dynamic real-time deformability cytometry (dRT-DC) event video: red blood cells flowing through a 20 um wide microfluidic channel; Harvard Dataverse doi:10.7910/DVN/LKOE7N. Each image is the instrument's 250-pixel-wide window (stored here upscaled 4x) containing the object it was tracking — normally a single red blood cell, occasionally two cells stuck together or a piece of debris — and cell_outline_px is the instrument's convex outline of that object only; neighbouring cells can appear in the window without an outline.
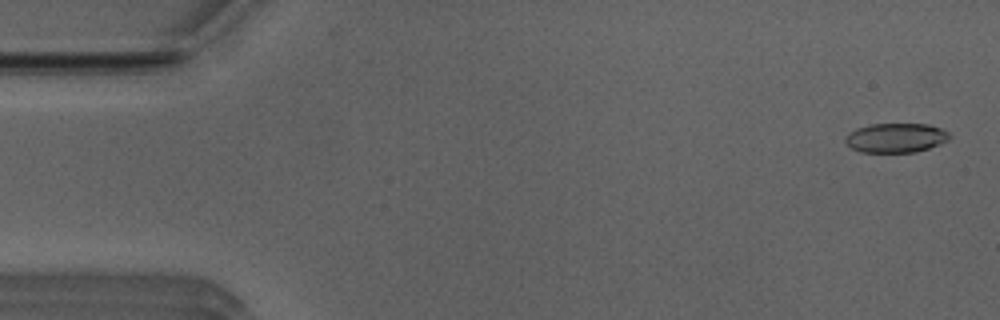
{"species": "Egyptian fruit bat (a non-hibernating species)", "species_latin": "Rousettus aegyptiacus", "temperature_condition": "room temperature", "stored_images_in_passage": 12, "camera_frame_rate_fps": 3000, "um_per_image_px": 0.085, "animal": {"sex": "male"}, "frame": {"image": 1, "passage_image": 2, "time_ms": 0.333, "image_size_px": [1000, 320], "cell_outline_px": [[952, 136], [948, 140], [940, 144], [916, 152], [860, 152], [852, 148], [844, 140], [844, 136], [848, 132], [856, 128], [872, 124], [928, 124], [940, 128], [948, 132]], "centroid_in_image_um": [76.14, 11.71], "position_along_channel_um": 8.9, "area_um2": 17.92}}